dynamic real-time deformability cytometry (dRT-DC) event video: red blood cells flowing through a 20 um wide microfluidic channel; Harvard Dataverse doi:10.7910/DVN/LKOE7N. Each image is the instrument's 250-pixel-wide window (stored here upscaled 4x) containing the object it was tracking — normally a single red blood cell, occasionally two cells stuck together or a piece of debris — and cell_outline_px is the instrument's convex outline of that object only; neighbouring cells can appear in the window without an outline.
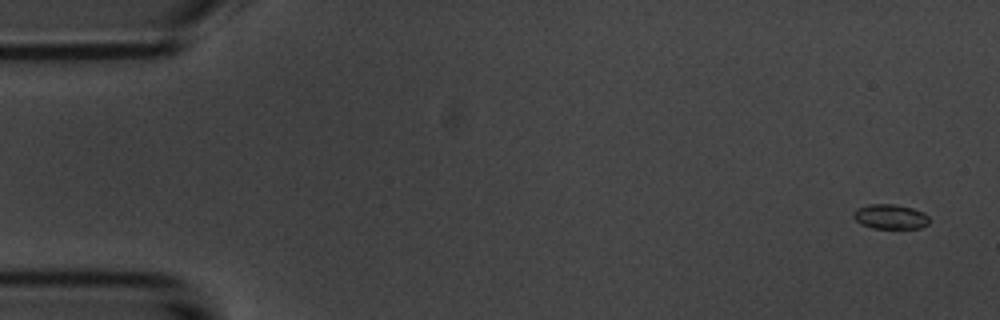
{"species": "common noctule bat (a hibernating species)", "species_latin": "Nyctalus noctula", "temperature_condition": "room temperature", "stored_images_in_passage": 4, "camera_frame_rate_fps": 3000, "um_per_image_px": 0.085, "animal": {"sex": "male", "body_mass_g": 20.1, "forearm_length_mm": 53.5}, "frame": {"image": 1, "passage_image": 1, "time_ms": 0.0, "image_size_px": [1000, 320], "cell_outline_px": [[928, 224], [920, 228], [872, 228], [860, 224], [852, 216], [852, 212], [856, 208], [868, 204], [892, 204], [912, 208], [924, 212], [928, 216]], "centroid_in_image_um": [75.64, 18.41], "position_along_channel_um": 9.4, "area_um2": 10.98}}
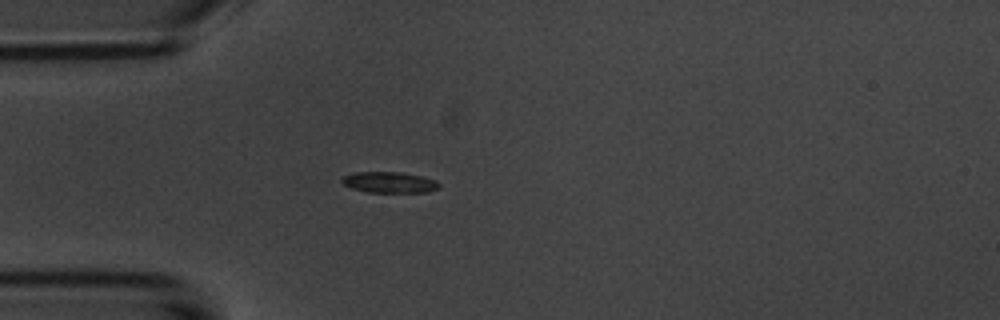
{"frame": {"image": 2, "passage_image": 4, "time_ms": 4.333, "image_size_px": [1000, 320], "cell_outline_px": [[440, 188], [428, 192], [368, 192], [352, 188], [344, 184], [340, 180], [344, 176], [352, 172], [400, 172], [420, 176], [436, 180], [440, 184]], "centroid_in_image_um": [33.11, 15.5], "position_along_channel_um": 51.9, "area_um2": 11.85}}